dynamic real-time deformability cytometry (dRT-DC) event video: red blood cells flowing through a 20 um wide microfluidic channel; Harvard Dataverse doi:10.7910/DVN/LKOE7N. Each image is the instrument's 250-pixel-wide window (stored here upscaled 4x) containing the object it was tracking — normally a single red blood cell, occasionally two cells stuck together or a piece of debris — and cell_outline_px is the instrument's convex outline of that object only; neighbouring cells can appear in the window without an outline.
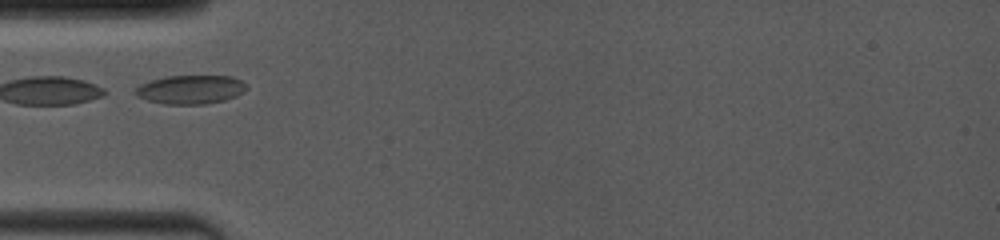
{"species": "common noctule bat (a hibernating species)", "species_latin": "Nyctalus noctula", "temperature_condition": "room temperature", "stored_images_in_passage": 18, "camera_frame_rate_fps": 4000, "um_per_image_px": 0.085, "animal": {"sex": "female", "body_mass_g": 19.0, "forearm_length_mm": 53.3}, "frame": {"image": 1, "passage_image": 1, "time_ms": 0.0, "image_size_px": [1000, 240], "cell_outline_px": [[248, 88], [244, 92], [236, 96], [224, 100], [204, 104], [164, 104], [148, 100], [136, 96], [132, 92], [140, 84], [152, 80], [168, 76], [232, 76], [248, 84]], "centroid_in_image_um": [16.21, 7.61], "position_along_channel_um": 68.8, "area_um2": 18.73}}